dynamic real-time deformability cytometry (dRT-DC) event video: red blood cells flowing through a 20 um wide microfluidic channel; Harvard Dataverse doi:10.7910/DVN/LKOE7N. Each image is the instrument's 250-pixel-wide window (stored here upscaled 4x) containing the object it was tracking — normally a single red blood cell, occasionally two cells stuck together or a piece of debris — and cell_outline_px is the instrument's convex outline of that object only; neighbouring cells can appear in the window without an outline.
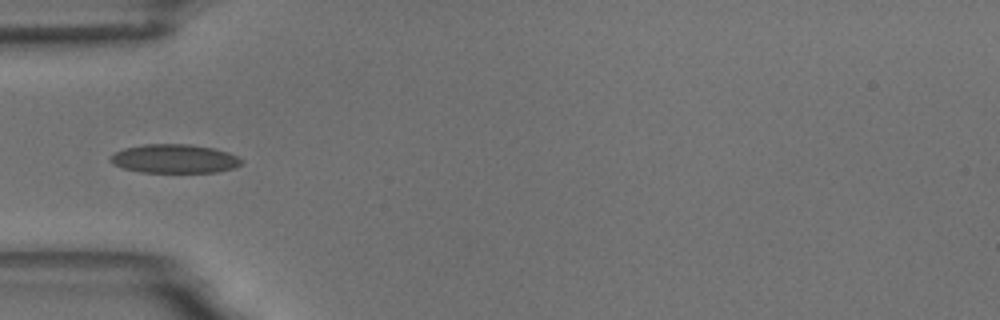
{"species": "common noctule bat (a hibernating species)", "species_latin": "Nyctalus noctula", "temperature_condition": "room temperature", "stored_images_in_passage": 6, "camera_frame_rate_fps": 3000, "um_per_image_px": 0.085, "animal": {"sex": "male", "body_mass_g": 18.8}, "frame": {"image": 1, "passage_image": 1, "time_ms": 0.0, "image_size_px": [1000, 320], "cell_outline_px": [[244, 160], [236, 168], [216, 172], [140, 172], [124, 168], [112, 164], [108, 160], [108, 156], [124, 148], [144, 144], [188, 144], [212, 148], [228, 152]], "centroid_in_image_um": [14.8, 13.49], "position_along_channel_um": 70.2, "area_um2": 22.08}}
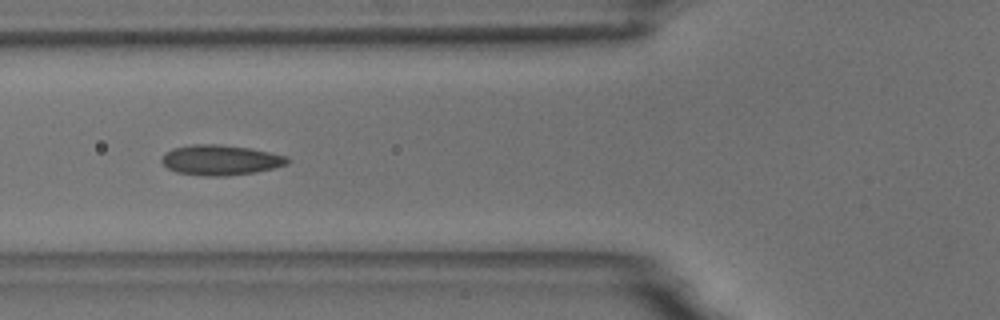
{"frame": {"image": 2, "passage_image": 4, "time_ms": 1.0, "image_size_px": [1000, 320], "cell_outline_px": [[292, 160], [288, 164], [256, 172], [228, 176], [204, 176], [176, 172], [168, 168], [160, 160], [164, 152], [172, 148], [192, 144], [216, 144], [248, 148], [288, 156]], "centroid_in_image_um": [18.73, 13.6], "position_along_channel_um": 107.1, "area_um2": 22.25}}